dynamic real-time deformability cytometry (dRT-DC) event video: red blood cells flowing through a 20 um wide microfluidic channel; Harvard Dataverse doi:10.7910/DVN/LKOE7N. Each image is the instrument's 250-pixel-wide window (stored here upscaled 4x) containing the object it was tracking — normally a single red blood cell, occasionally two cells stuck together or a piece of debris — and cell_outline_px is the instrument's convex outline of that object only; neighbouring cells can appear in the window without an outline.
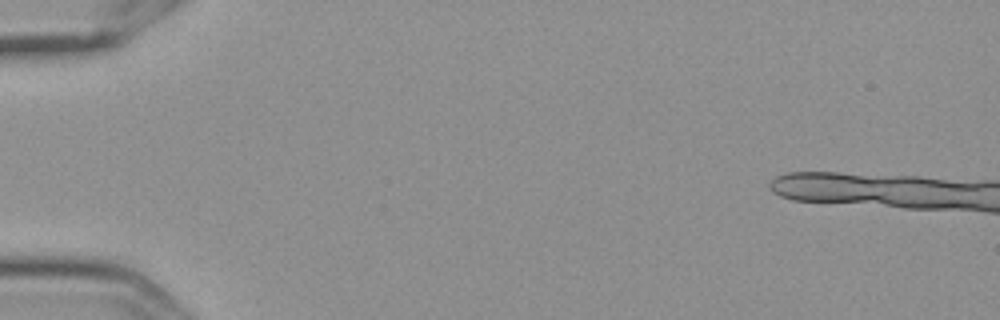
{"species": "Egyptian fruit bat (a non-hibernating species)", "species_latin": "Rousettus aegyptiacus", "temperature_condition": "cold", "stored_images_in_passage": 4, "segment_of_instrument_passage": [2, 2], "camera_frame_rate_fps": 3000, "um_per_image_px": 0.085, "frame": {"image": 1, "passage_image": 4, "time_ms": 1.0, "image_size_px": [1000, 320], "cell_outline_px": [[972, 204], [896, 204], [804, 200], [824, 176], [848, 176], [932, 180], [960, 184]], "centroid_in_image_um": [75.45, 16.24], "position_along_channel_um": 9.6, "area_um2": 26.93}}